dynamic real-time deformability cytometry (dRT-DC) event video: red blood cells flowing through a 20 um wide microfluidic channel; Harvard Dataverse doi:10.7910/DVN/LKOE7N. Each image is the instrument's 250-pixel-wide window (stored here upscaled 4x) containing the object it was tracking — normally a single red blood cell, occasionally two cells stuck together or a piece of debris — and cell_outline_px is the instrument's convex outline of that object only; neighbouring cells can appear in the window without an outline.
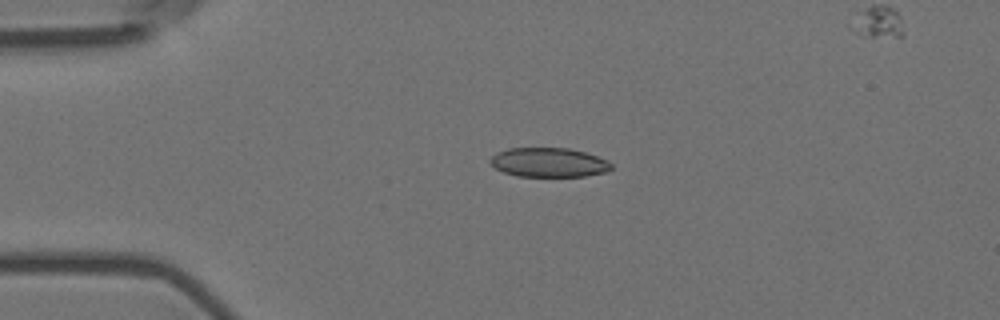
{"species": "Egyptian fruit bat (a non-hibernating species)", "species_latin": "Rousettus aegyptiacus", "temperature_condition": "room temperature", "stored_images_in_passage": 6, "camera_frame_rate_fps": 3000, "um_per_image_px": 0.085, "animal": {"sex": "female"}, "frame": {"image": 1, "passage_image": 4, "time_ms": 1.0, "image_size_px": [1000, 320], "cell_outline_px": [[612, 168], [608, 172], [584, 176], [516, 176], [504, 172], [496, 168], [488, 160], [496, 152], [508, 148], [568, 148], [584, 152], [596, 156], [612, 164]], "centroid_in_image_um": [46.62, 13.8], "position_along_channel_um": 38.4, "area_um2": 20.58}}